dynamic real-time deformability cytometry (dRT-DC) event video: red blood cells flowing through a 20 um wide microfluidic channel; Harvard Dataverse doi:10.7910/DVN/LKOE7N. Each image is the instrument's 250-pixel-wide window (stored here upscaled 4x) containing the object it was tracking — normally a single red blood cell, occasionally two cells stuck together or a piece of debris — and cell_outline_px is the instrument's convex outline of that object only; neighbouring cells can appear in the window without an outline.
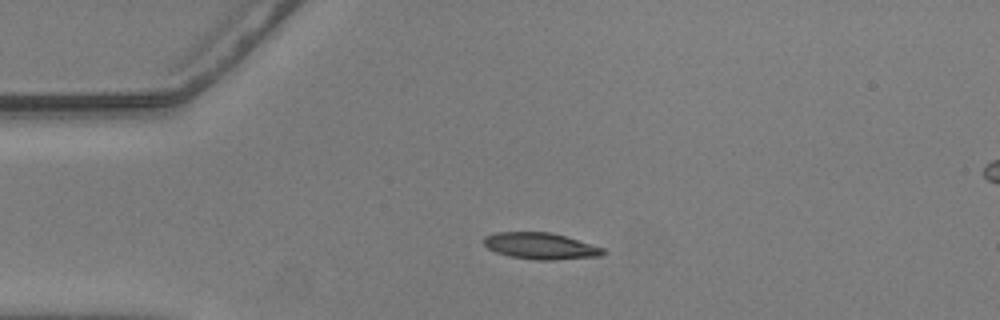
{"species": "common noctule bat (a hibernating species)", "species_latin": "Nyctalus noctula", "temperature_condition": "warm", "stored_images_in_passage": 4, "camera_frame_rate_fps": 3000, "um_per_image_px": 0.085, "animal": {"sex": "male", "body_mass_g": 20.5, "forearm_length_mm": 52.5}, "frame": {"image": 1, "passage_image": 1, "time_ms": 0.0, "image_size_px": [1000, 320], "cell_outline_px": [[608, 252], [600, 256], [552, 260], [536, 260], [508, 256], [496, 252], [488, 248], [484, 244], [484, 236], [496, 232], [548, 232], [564, 236], [604, 248]], "centroid_in_image_um": [45.94, 20.91], "position_along_channel_um": 39.1, "area_um2": 18.32}}